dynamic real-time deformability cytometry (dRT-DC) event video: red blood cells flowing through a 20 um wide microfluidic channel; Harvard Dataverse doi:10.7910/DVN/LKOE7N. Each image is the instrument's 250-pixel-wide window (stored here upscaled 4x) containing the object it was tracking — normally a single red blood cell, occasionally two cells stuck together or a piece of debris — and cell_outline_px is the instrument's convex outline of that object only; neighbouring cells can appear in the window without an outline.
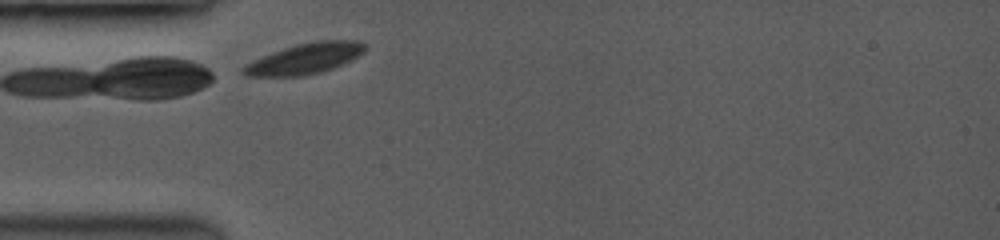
{"species": "common noctule bat (a hibernating species)", "species_latin": "Nyctalus noctula", "temperature_condition": "room temperature", "stored_images_in_passage": 30, "camera_frame_rate_fps": 3500, "um_per_image_px": 0.085, "animal": {"sex": "female", "body_mass_g": 19.0, "forearm_length_mm": 53.3}, "frame": {"image": 1, "passage_image": 1, "time_ms": 0.0, "image_size_px": [1000, 240], "cell_outline_px": [[368, 44], [364, 52], [332, 68], [320, 72], [300, 76], [244, 76], [240, 72], [240, 68], [252, 60], [272, 52], [296, 44], [316, 40], [360, 40]], "centroid_in_image_um": [25.88, 4.97], "position_along_channel_um": 59.1, "area_um2": 21.73}}
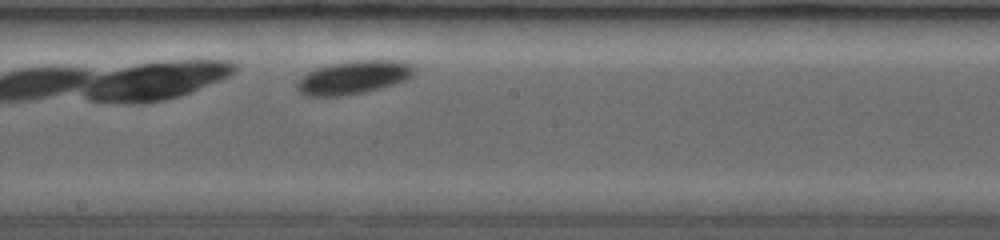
{"frame": {"image": 2, "passage_image": 15, "time_ms": 4.286, "image_size_px": [1000, 240], "cell_outline_px": [[416, 72], [412, 76], [404, 80], [392, 84], [360, 92], [336, 96], [308, 96], [300, 92], [296, 84], [300, 76], [324, 64], [356, 60], [392, 60], [412, 64], [416, 68]], "centroid_in_image_um": [30.02, 6.55], "position_along_channel_um": 218.2, "area_um2": 22.54}}
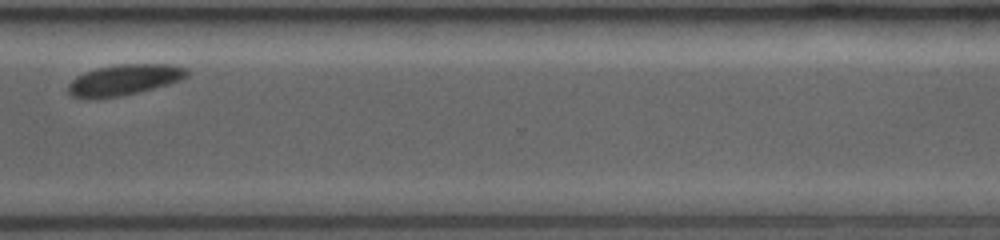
{"frame": {"image": 3, "passage_image": 26, "time_ms": 8.0, "image_size_px": [1000, 240], "cell_outline_px": [[188, 72], [184, 76], [176, 80], [152, 88], [120, 96], [88, 100], [72, 96], [68, 92], [68, 84], [76, 76], [100, 68], [120, 64], [168, 64], [184, 68]], "centroid_in_image_um": [10.44, 6.81], "position_along_channel_um": 360.2, "area_um2": 20.69}}